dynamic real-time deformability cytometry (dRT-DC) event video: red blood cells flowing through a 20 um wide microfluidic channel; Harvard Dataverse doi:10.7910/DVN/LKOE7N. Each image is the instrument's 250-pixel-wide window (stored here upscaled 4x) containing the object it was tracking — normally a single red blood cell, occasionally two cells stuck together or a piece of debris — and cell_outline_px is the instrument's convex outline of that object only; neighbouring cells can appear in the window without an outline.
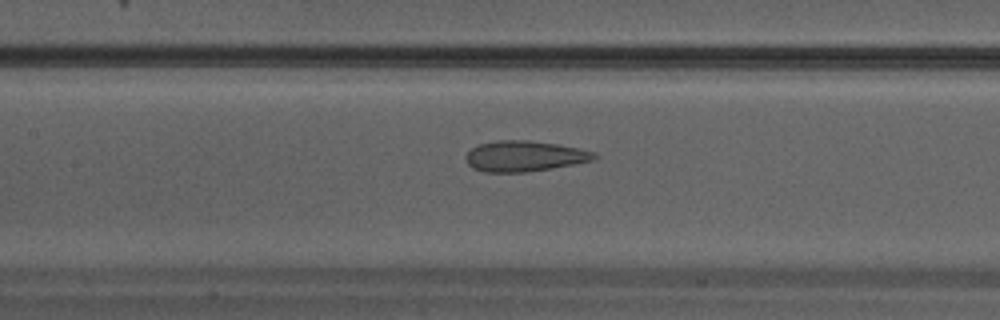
{"species": "Egyptian fruit bat (a non-hibernating species)", "species_latin": "Rousettus aegyptiacus", "temperature_condition": "warm", "stored_images_in_passage": 25, "camera_frame_rate_fps": 3000, "um_per_image_px": 0.085, "animal": {"sex": "male"}, "frame": {"image": 1, "passage_image": 11, "time_ms": 3.333, "image_size_px": [1000, 320], "cell_outline_px": [[596, 156], [592, 160], [552, 168], [524, 172], [484, 172], [472, 168], [468, 164], [464, 156], [472, 148], [480, 144], [496, 140], [528, 140], [556, 144], [596, 152]], "centroid_in_image_um": [44.52, 13.27], "position_along_channel_um": 162.9, "area_um2": 22.72}}
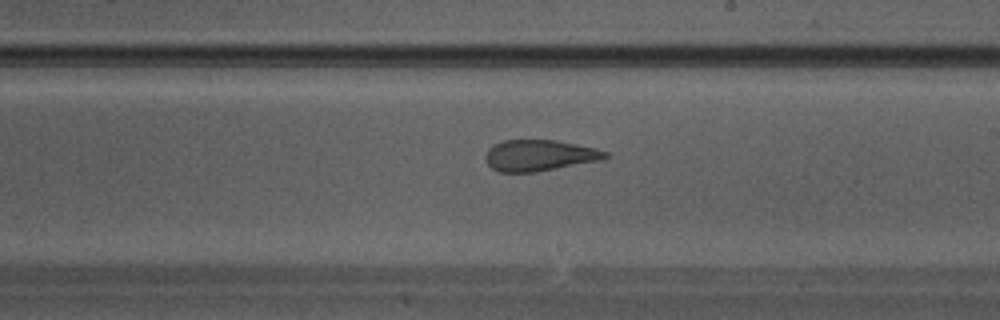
{"frame": {"image": 2, "passage_image": 15, "time_ms": 4.667, "image_size_px": [1000, 320], "cell_outline_px": [[608, 156], [600, 160], [536, 172], [500, 172], [492, 168], [484, 160], [484, 156], [488, 148], [492, 144], [504, 140], [556, 140], [596, 148], [608, 152]], "centroid_in_image_um": [45.8, 13.2], "position_along_channel_um": 243.2, "area_um2": 21.79}}
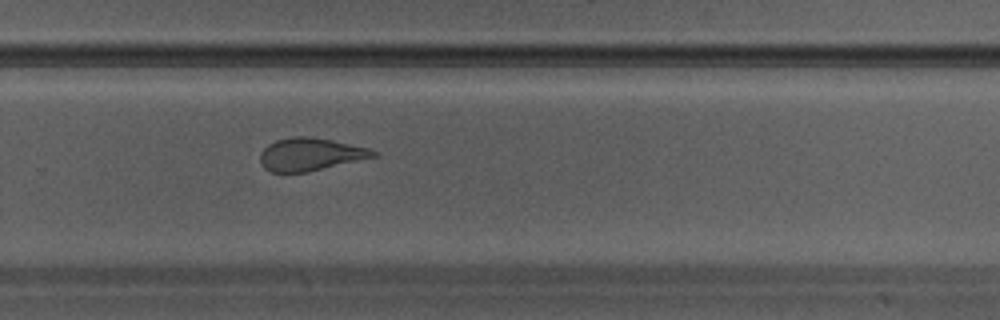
{"frame": {"image": 3, "passage_image": 18, "time_ms": 5.667, "image_size_px": [1000, 320], "cell_outline_px": [[380, 156], [304, 172], [272, 172], [264, 168], [260, 164], [260, 152], [268, 144], [276, 140], [296, 136], [308, 136], [332, 140], [368, 148], [380, 152]], "centroid_in_image_um": [26.39, 13.11], "position_along_channel_um": 303.4, "area_um2": 21.56}}